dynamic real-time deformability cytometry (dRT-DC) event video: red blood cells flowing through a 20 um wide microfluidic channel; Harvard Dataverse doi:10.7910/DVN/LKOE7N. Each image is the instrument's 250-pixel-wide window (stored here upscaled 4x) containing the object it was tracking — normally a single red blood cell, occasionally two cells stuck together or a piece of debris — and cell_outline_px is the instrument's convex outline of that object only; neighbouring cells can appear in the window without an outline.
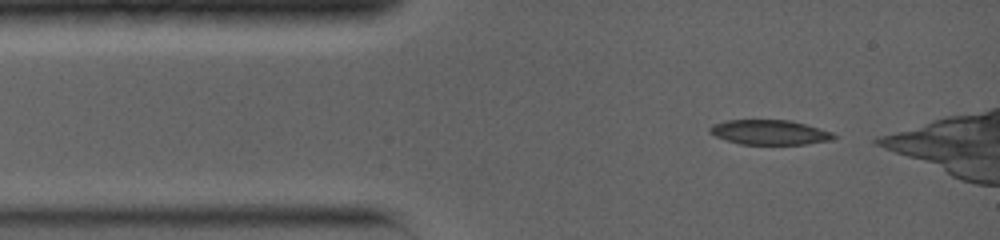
{"species": "common noctule bat (a hibernating species)", "species_latin": "Nyctalus noctula", "temperature_condition": "warm", "stored_images_in_passage": 27, "camera_frame_rate_fps": 5000, "um_per_image_px": 0.085, "animal": {"sex": "female", "body_mass_g": 19.0, "forearm_length_mm": 56.7}, "frame": {"image": 1, "passage_image": 1, "time_ms": 0.0, "image_size_px": [1000, 240], "cell_outline_px": [[836, 136], [832, 140], [804, 144], [740, 144], [716, 136], [708, 132], [708, 128], [712, 124], [728, 120], [788, 120], [820, 128], [832, 132]], "centroid_in_image_um": [65.4, 11.24], "position_along_channel_um": 19.6, "area_um2": 17.74}}
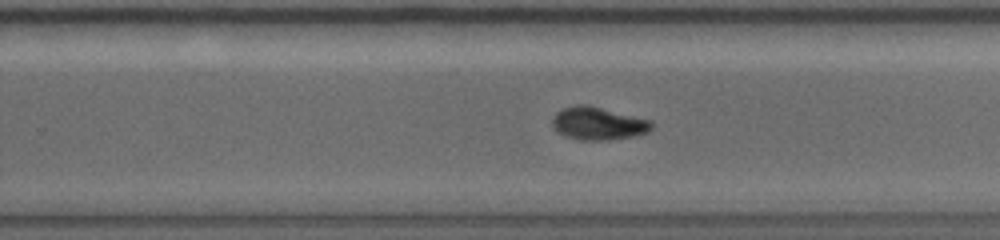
{"frame": {"image": 2, "passage_image": 15, "time_ms": 7.4, "image_size_px": [1000, 240], "cell_outline_px": [[652, 128], [648, 132], [632, 136], [608, 140], [580, 140], [564, 136], [556, 132], [552, 128], [552, 116], [556, 112], [564, 108], [576, 104], [588, 104], [652, 120]], "centroid_in_image_um": [50.8, 10.48], "position_along_channel_um": 279.0, "area_um2": 19.31}}
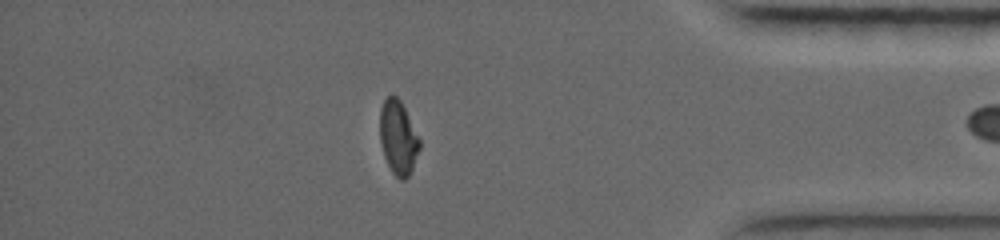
{"frame": {"image": 3, "passage_image": 26, "time_ms": 11.2, "image_size_px": [1000, 240], "cell_outline_px": [[420, 148], [412, 168], [408, 176], [404, 180], [400, 180], [392, 172], [384, 156], [380, 140], [380, 108], [384, 100], [388, 96], [396, 96], [400, 100], [420, 136]], "centroid_in_image_um": [33.85, 11.69], "position_along_channel_um": 401.3, "area_um2": 17.11}}